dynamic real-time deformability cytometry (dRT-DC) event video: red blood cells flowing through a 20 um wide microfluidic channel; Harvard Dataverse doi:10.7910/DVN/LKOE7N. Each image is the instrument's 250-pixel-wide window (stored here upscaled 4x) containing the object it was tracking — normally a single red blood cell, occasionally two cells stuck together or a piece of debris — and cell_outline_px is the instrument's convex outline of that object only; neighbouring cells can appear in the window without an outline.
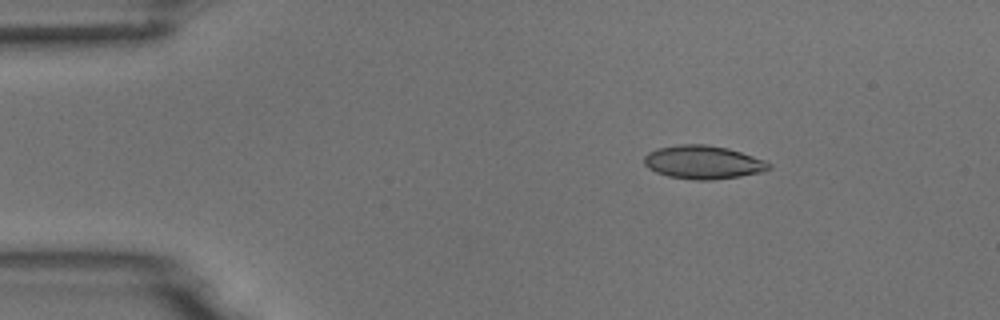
{"species": "common noctule bat (a hibernating species)", "species_latin": "Nyctalus noctula", "temperature_condition": "room temperature", "stored_images_in_passage": 3, "camera_frame_rate_fps": 3000, "um_per_image_px": 0.085, "animal": {"sex": "male", "body_mass_g": 18.8}, "frame": {"image": 1, "passage_image": 1, "time_ms": 0.0, "image_size_px": [1000, 320], "cell_outline_px": [[772, 168], [760, 172], [740, 176], [712, 180], [696, 180], [668, 176], [656, 172], [648, 168], [644, 164], [644, 156], [648, 152], [656, 148], [680, 144], [708, 144], [728, 148], [764, 160], [772, 164]], "centroid_in_image_um": [59.74, 13.78], "position_along_channel_um": 25.3, "area_um2": 24.33}}